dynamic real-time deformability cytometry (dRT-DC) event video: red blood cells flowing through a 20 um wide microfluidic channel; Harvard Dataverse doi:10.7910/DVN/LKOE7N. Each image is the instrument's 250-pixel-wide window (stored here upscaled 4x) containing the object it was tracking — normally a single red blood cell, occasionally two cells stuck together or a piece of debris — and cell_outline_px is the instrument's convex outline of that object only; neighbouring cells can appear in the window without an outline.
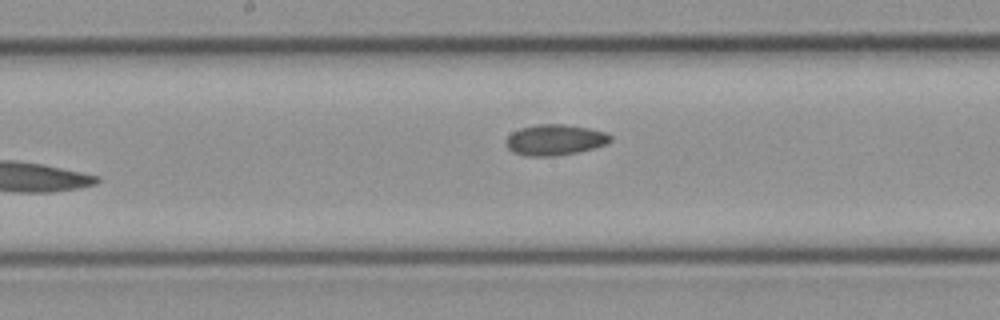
{"species": "common noctule bat (a hibernating species)", "species_latin": "Nyctalus noctula", "temperature_condition": "cold", "stored_images_in_passage": 16, "camera_frame_rate_fps": 3000, "um_per_image_px": 0.085, "animal": {"sex": "female", "body_mass_g": 21.9}, "frame": {"image": 1, "passage_image": 16, "time_ms": 5.0, "image_size_px": [1000, 320], "cell_outline_px": [[612, 140], [604, 144], [592, 148], [576, 152], [552, 156], [524, 156], [512, 152], [504, 144], [504, 140], [512, 132], [520, 128], [540, 124], [564, 124], [588, 128], [608, 132], [612, 136]], "centroid_in_image_um": [47.13, 11.88], "position_along_channel_um": 201.1, "area_um2": 18.79}}